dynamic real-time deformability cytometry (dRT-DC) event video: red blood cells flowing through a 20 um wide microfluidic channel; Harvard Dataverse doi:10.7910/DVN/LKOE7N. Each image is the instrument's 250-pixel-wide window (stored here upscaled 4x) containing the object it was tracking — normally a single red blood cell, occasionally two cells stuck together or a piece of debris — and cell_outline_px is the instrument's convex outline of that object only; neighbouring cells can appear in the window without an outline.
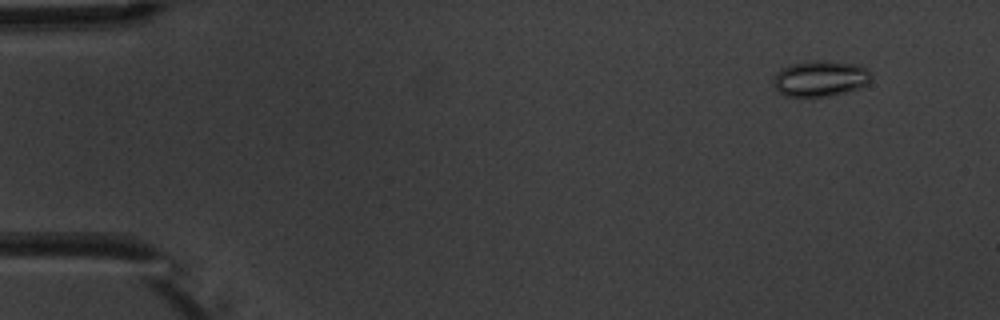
{"species": "common noctule bat (a hibernating species)", "species_latin": "Nyctalus noctula", "temperature_condition": "warm", "stored_images_in_passage": 5, "camera_frame_rate_fps": 3000, "um_per_image_px": 0.085, "animal": {"sex": "male", "body_mass_g": 20.1, "forearm_length_mm": 53.5}, "frame": {"image": 1, "passage_image": 5, "time_ms": 4.667, "image_size_px": [1000, 320], "cell_outline_px": [[872, 76], [868, 84], [860, 88], [828, 96], [784, 96], [772, 84], [772, 80], [776, 72], [792, 64], [808, 60], [824, 60], [860, 64], [868, 68], [872, 72]], "centroid_in_image_um": [69.76, 6.65], "position_along_channel_um": 15.2, "area_um2": 20.75}}